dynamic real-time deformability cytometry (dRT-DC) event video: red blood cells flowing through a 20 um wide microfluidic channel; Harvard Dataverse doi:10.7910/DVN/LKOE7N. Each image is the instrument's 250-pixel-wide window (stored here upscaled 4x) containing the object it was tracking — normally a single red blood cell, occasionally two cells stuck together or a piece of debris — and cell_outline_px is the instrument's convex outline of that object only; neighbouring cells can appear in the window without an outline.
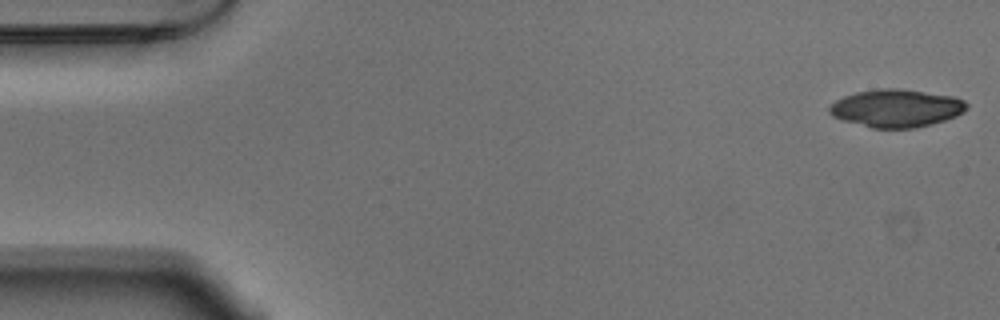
{"species": "Egyptian fruit bat (a non-hibernating species)", "species_latin": "Rousettus aegyptiacus", "temperature_condition": "warm", "stored_images_in_passage": 18, "camera_frame_rate_fps": 3000, "um_per_image_px": 0.085, "animal": {"sex": "male"}, "frame": {"image": 1, "passage_image": 1, "time_ms": 0.0, "image_size_px": [1000, 320], "cell_outline_px": [[968, 108], [964, 112], [956, 116], [932, 124], [916, 128], [872, 128], [844, 120], [832, 116], [828, 112], [828, 108], [836, 100], [844, 96], [856, 92], [880, 88], [896, 88], [952, 96], [964, 100], [968, 104]], "centroid_in_image_um": [76.2, 9.2], "position_along_channel_um": 8.8, "area_um2": 30.17}}
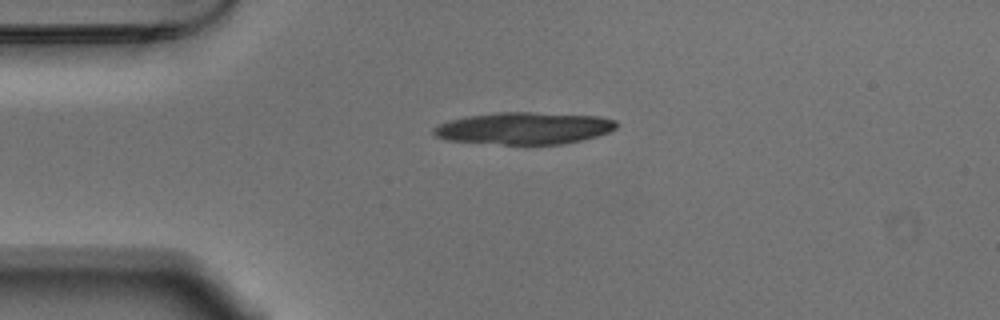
{"frame": {"image": 2, "passage_image": 12, "time_ms": 3.667, "image_size_px": [1000, 320], "cell_outline_px": [[620, 124], [616, 128], [608, 132], [596, 136], [564, 144], [504, 144], [448, 140], [436, 136], [432, 132], [432, 128], [448, 120], [464, 116], [496, 112], [532, 112], [600, 116], [616, 120]], "centroid_in_image_um": [44.56, 10.88], "position_along_channel_um": 40.4, "area_um2": 34.22}}